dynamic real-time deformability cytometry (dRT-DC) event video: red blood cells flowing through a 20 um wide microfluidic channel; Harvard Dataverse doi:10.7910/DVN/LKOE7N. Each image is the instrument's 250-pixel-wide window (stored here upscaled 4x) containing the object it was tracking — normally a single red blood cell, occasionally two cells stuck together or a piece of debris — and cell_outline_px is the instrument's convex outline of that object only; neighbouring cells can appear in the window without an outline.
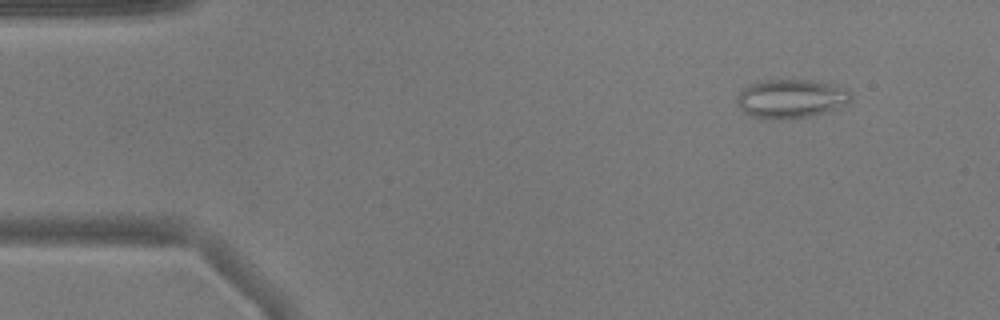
{"species": "common noctule bat (a hibernating species)", "species_latin": "Nyctalus noctula", "temperature_condition": "warm", "stored_images_in_passage": 51, "camera_frame_rate_fps": 3000, "um_per_image_px": 0.085, "animal": {"sex": "male", "body_mass_g": 17.9}, "frame": {"image": 1, "passage_image": 5, "time_ms": 1.333, "image_size_px": [1000, 320], "cell_outline_px": [[852, 100], [848, 104], [812, 116], [768, 120], [764, 120], [752, 116], [744, 112], [736, 104], [736, 96], [748, 84], [764, 80], [816, 80], [840, 84], [848, 88], [852, 92]], "centroid_in_image_um": [67.28, 8.37], "position_along_channel_um": 17.7, "area_um2": 26.47}}
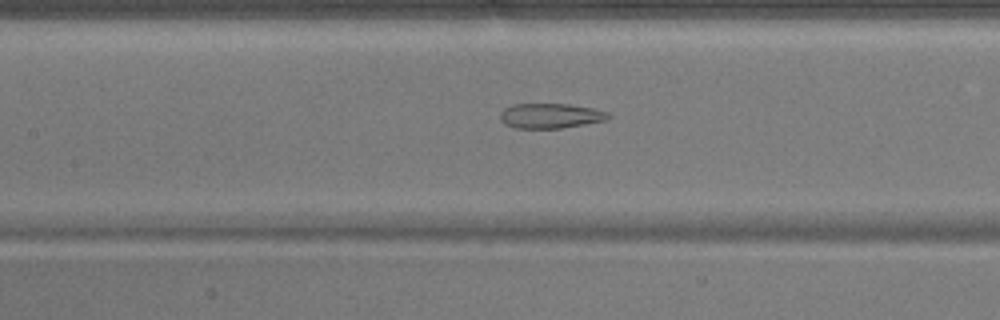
{"frame": {"image": 2, "passage_image": 23, "time_ms": 7.333, "image_size_px": [1000, 320], "cell_outline_px": [[612, 116], [608, 120], [560, 128], [516, 128], [504, 124], [500, 120], [500, 112], [504, 108], [512, 104], [568, 104], [592, 108], [608, 112]], "centroid_in_image_um": [46.78, 9.84], "position_along_channel_um": 160.6, "area_um2": 15.78}}
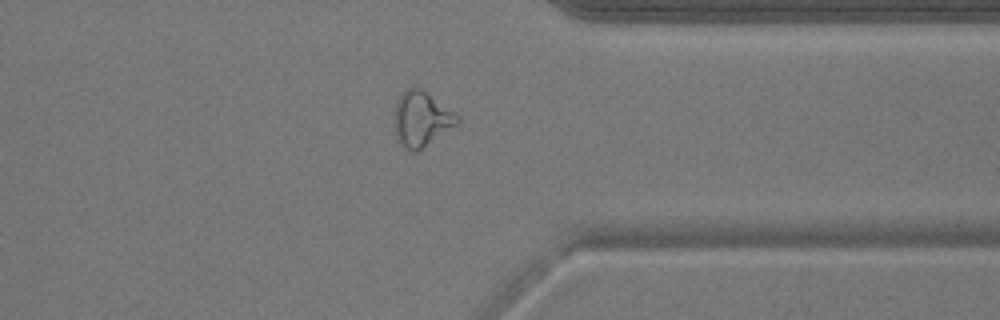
{"frame": {"image": 3, "passage_image": 40, "time_ms": 13.0, "image_size_px": [1000, 320], "cell_outline_px": [[460, 124], [416, 152], [412, 152], [396, 136], [392, 124], [396, 104], [404, 88], [412, 84], [428, 92], [460, 116]], "centroid_in_image_um": [35.84, 10.06], "position_along_channel_um": 375.6, "area_um2": 20.63}, "authors_computed_cell_mechanics": {"area_um2": 20.5768, "velocity_mm_per_s": 3.8828, "shape_relaxation_time_tau1_ms": null, "shape_relaxation_time_tau2_ms": 2.5219, "deformation_change_tau1": null, "deformation_change_tau2": 0.1149}}